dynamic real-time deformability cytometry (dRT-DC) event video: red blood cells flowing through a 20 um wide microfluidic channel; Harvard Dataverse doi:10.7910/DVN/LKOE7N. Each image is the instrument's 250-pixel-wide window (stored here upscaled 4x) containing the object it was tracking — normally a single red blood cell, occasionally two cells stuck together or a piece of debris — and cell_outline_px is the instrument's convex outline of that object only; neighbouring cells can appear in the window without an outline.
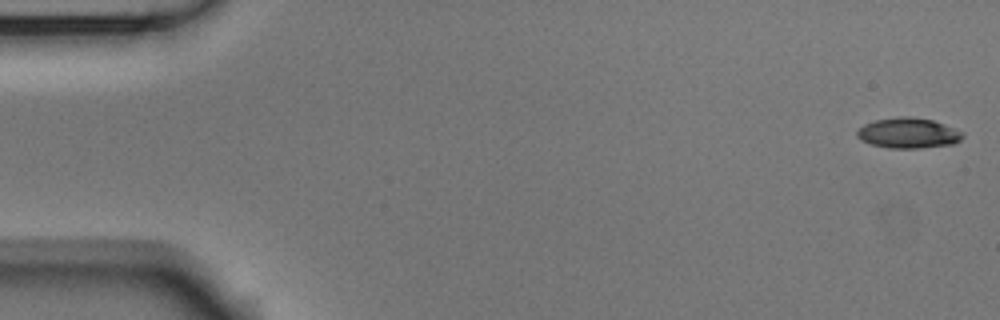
{"species": "Egyptian fruit bat (a non-hibernating species)", "species_latin": "Rousettus aegyptiacus", "temperature_condition": "room temperature", "stored_images_in_passage": 53, "camera_frame_rate_fps": 3000, "um_per_image_px": 0.085, "animal": {"sex": "male"}, "frame": {"image": 1, "passage_image": 1, "time_ms": 0.0, "image_size_px": [1000, 320], "cell_outline_px": [[964, 136], [960, 140], [952, 144], [920, 148], [888, 148], [872, 144], [860, 140], [856, 136], [856, 132], [864, 124], [876, 120], [896, 116], [908, 116], [932, 120], [944, 124], [964, 132]], "centroid_in_image_um": [77.2, 11.31], "position_along_channel_um": 7.8, "area_um2": 18.73}}
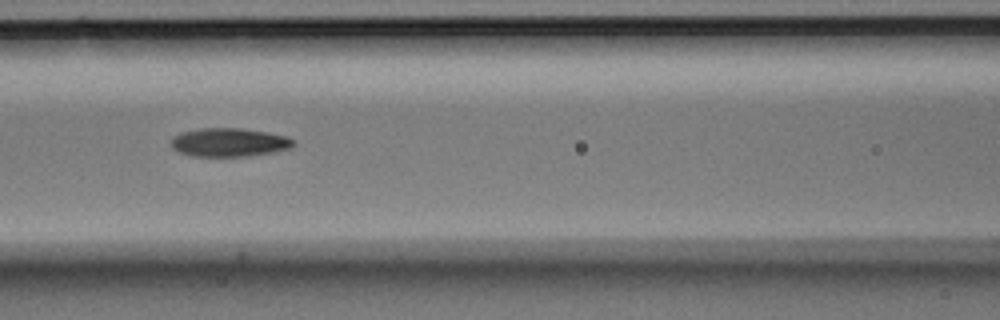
{"frame": {"image": 2, "passage_image": 23, "time_ms": 7.333, "image_size_px": [1000, 320], "cell_outline_px": [[292, 144], [288, 148], [268, 152], [244, 156], [192, 156], [180, 152], [172, 148], [172, 136], [184, 132], [200, 128], [240, 128], [288, 136], [292, 140]], "centroid_in_image_um": [19.41, 12.09], "position_along_channel_um": 147.2, "area_um2": 19.83}}
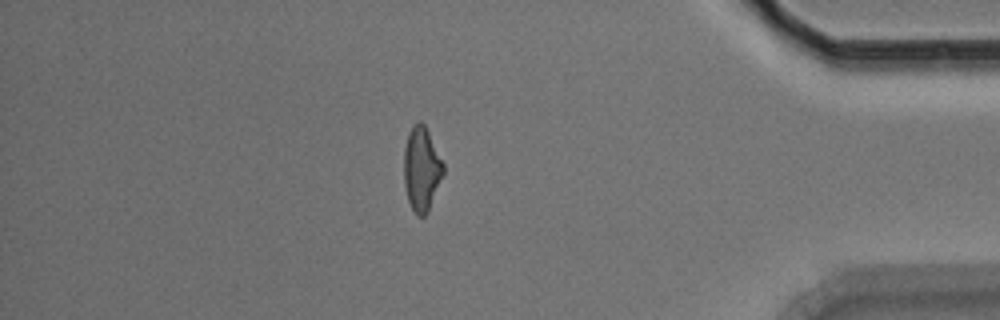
{"frame": {"image": 3, "passage_image": 46, "time_ms": 15.0, "image_size_px": [1000, 320], "cell_outline_px": [[444, 172], [428, 212], [424, 216], [416, 216], [408, 200], [404, 184], [404, 148], [408, 132], [412, 124], [420, 120], [424, 124], [444, 164]], "centroid_in_image_um": [35.82, 14.35], "position_along_channel_um": 399.4, "area_um2": 19.31}, "authors_computed_cell_mechanics": {"area_um2": 19.5364, "velocity_mm_per_s": 3.7627, "shape_relaxation_time_tau1_ms": 3.4677, "shape_relaxation_time_tau2_ms": 4.3215, "deformation_change_tau1": 0.1528, "deformation_change_tau2": 0.1127}}